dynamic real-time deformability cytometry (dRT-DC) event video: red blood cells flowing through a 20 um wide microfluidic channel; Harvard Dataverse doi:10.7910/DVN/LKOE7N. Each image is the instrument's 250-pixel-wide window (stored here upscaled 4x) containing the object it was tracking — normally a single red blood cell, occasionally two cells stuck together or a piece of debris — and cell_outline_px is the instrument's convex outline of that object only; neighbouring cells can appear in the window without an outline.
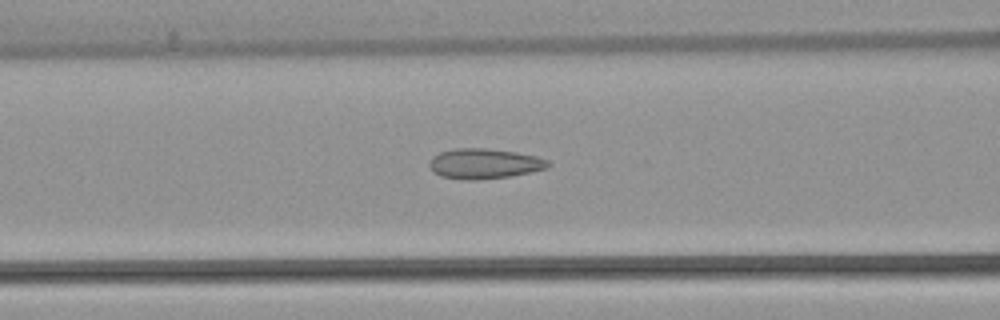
{"species": "common noctule bat (a hibernating species)", "species_latin": "Nyctalus noctula", "temperature_condition": "warm", "stored_images_in_passage": 53, "camera_frame_rate_fps": 3000, "um_per_image_px": 0.085, "animal": {"sex": "female", "body_mass_g": 22.7, "forearm_length_mm": 54.2}, "frame": {"image": 1, "passage_image": 22, "time_ms": 7.0, "image_size_px": [1000, 320], "cell_outline_px": [[552, 164], [548, 168], [532, 172], [512, 176], [476, 180], [460, 180], [440, 176], [432, 172], [428, 164], [432, 156], [440, 152], [456, 148], [488, 148], [516, 152], [536, 156], [548, 160]], "centroid_in_image_um": [41.16, 13.92], "position_along_channel_um": 125.4, "area_um2": 21.27}}
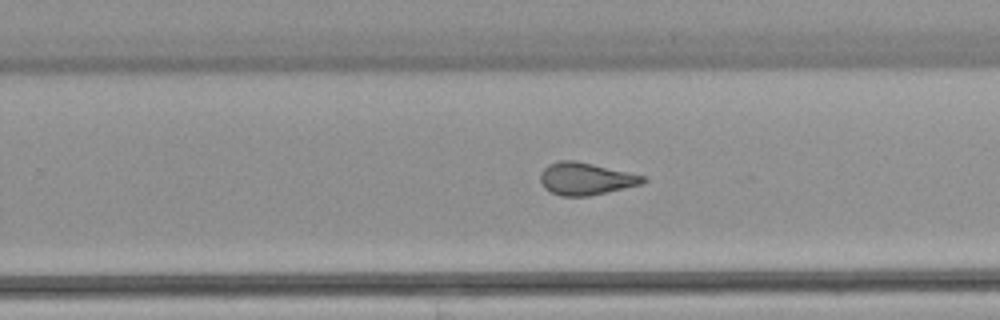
{"frame": {"image": 2, "passage_image": 34, "time_ms": 11.0, "image_size_px": [1000, 320], "cell_outline_px": [[648, 180], [644, 184], [588, 196], [560, 196], [544, 188], [540, 180], [540, 172], [548, 164], [560, 160], [576, 160], [648, 176]], "centroid_in_image_um": [49.83, 15.18], "position_along_channel_um": 280.0, "area_um2": 19.65}}
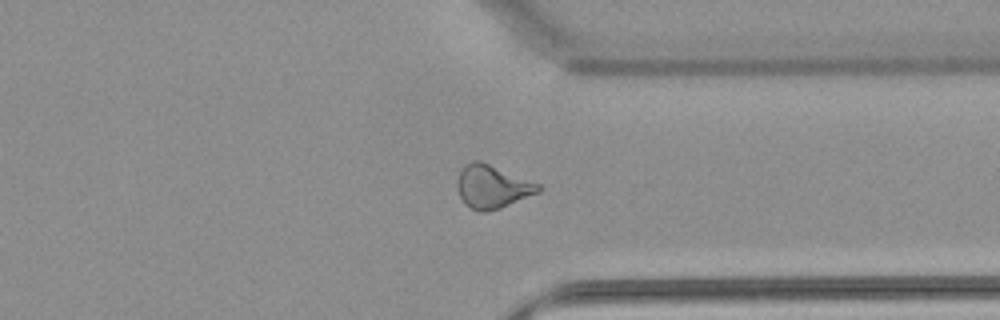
{"frame": {"image": 3, "passage_image": 41, "time_ms": 13.333, "image_size_px": [1000, 320], "cell_outline_px": [[544, 188], [540, 192], [500, 208], [488, 212], [480, 212], [464, 204], [456, 188], [456, 180], [464, 164], [472, 160], [480, 160], [540, 184]], "centroid_in_image_um": [41.83, 15.86], "position_along_channel_um": 369.6, "area_um2": 20.63}, "authors_computed_cell_mechanics": {"area_um2": 21.2704, "velocity_mm_per_s": 3.8738, "shape_relaxation_time_tau1_ms": null, "shape_relaxation_time_tau2_ms": 1.4209, "deformation_change_tau1": null, "deformation_change_tau2": 0.091}}